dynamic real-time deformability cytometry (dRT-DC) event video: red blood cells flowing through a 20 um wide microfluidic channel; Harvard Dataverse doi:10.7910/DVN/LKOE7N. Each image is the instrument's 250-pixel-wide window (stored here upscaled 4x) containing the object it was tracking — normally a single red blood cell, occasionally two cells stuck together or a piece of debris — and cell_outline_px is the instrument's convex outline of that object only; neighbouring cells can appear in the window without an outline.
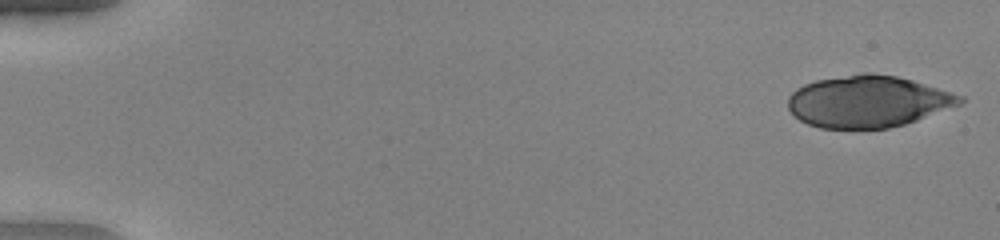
{"species": "human", "species_latin": "Homo sapiens", "temperature_condition": "warm", "stored_images_in_passage": 20, "camera_frame_rate_fps": 3000, "um_per_image_px": 0.085, "donor": {"sex": "female"}, "frame": {"image": 1, "passage_image": 1, "time_ms": 0.0, "image_size_px": [1000, 240], "cell_outline_px": [[964, 100], [960, 104], [916, 120], [904, 124], [888, 128], [820, 128], [808, 124], [800, 120], [788, 108], [788, 96], [796, 88], [804, 84], [816, 80], [864, 72], [872, 72], [896, 76], [912, 80], [952, 92], [964, 96]], "centroid_in_image_um": [73.76, 8.61], "position_along_channel_um": 11.2, "area_um2": 51.67}}
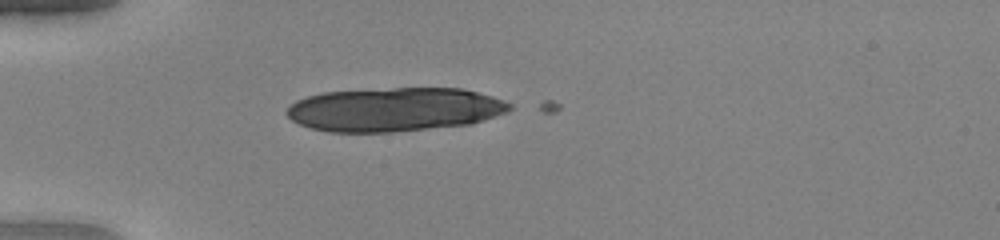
{"frame": {"image": 2, "passage_image": 15, "time_ms": 4.667, "image_size_px": [1000, 240], "cell_outline_px": [[512, 108], [508, 112], [472, 124], [392, 132], [328, 132], [312, 128], [300, 124], [292, 120], [284, 112], [296, 100], [308, 96], [324, 92], [392, 88], [460, 88], [492, 96], [512, 104]], "centroid_in_image_um": [33.54, 9.31], "position_along_channel_um": 51.5, "area_um2": 56.88}}